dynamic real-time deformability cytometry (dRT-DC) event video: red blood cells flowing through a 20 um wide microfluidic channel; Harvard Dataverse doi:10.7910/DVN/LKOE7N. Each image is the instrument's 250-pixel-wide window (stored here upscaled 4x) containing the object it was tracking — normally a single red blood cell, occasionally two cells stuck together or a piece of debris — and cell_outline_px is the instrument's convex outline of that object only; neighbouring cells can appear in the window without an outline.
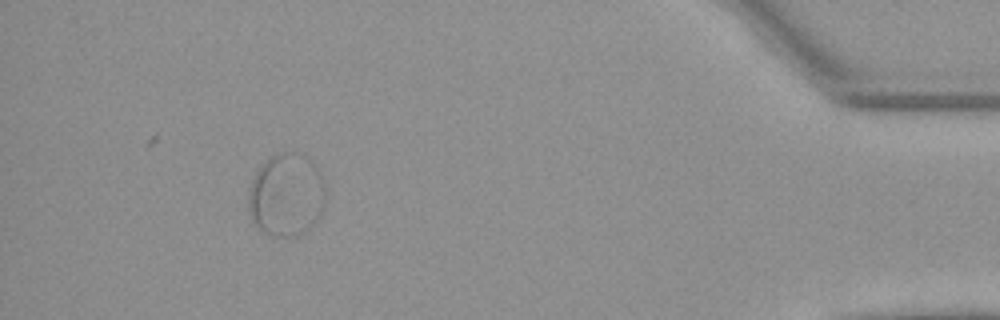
{"species": "Egyptian fruit bat (a non-hibernating species)", "species_latin": "Rousettus aegyptiacus", "temperature_condition": "warm", "stored_images_in_passage": 53, "segment_of_instrument_passage": [2, 2], "camera_frame_rate_fps": 3000, "um_per_image_px": 0.085, "animal": {"sex": "female"}, "frame": {"image": 1, "passage_image": 49, "time_ms": 16.0, "image_size_px": [1000, 320], "cell_outline_px": [[324, 204], [320, 216], [300, 236], [272, 236], [256, 228], [252, 220], [248, 208], [248, 192], [252, 180], [256, 172], [268, 156], [276, 152], [296, 152], [308, 156], [320, 168], [324, 180]], "centroid_in_image_um": [24.34, 16.54], "position_along_channel_um": 410.9, "area_um2": 37.97}}